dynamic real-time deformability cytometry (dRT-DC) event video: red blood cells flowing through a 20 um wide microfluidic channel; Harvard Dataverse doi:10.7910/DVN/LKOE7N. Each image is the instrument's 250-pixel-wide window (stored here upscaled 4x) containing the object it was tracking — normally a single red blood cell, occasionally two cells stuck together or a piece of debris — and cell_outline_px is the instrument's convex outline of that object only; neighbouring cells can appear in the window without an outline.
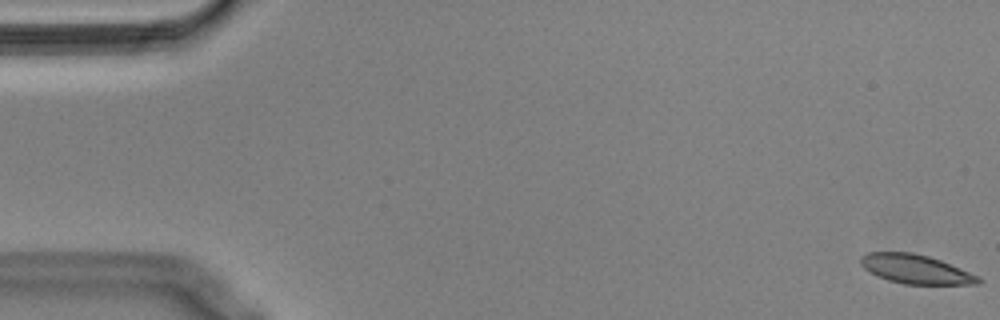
{"species": "Egyptian fruit bat (a non-hibernating species)", "species_latin": "Rousettus aegyptiacus", "temperature_condition": "cold", "stored_images_in_passage": 10, "camera_frame_rate_fps": 3000, "um_per_image_px": 0.085, "animal": {"sex": "male"}, "frame": {"image": 1, "passage_image": 1, "time_ms": 0.0, "image_size_px": [1000, 320], "cell_outline_px": [[984, 280], [980, 284], [904, 284], [888, 280], [864, 268], [860, 264], [860, 256], [868, 252], [912, 252], [928, 256], [940, 260], [980, 276]], "centroid_in_image_um": [77.87, 22.87], "position_along_channel_um": 7.1, "area_um2": 19.88}}